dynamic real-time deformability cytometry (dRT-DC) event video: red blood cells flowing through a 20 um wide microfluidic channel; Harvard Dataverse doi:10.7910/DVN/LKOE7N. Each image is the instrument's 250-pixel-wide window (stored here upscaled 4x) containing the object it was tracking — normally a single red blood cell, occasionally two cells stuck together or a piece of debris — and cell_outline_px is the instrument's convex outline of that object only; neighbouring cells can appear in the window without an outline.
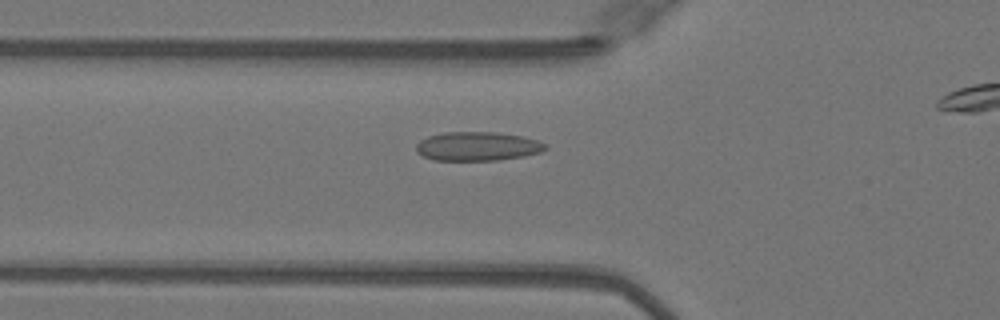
{"species": "Egyptian fruit bat (a non-hibernating species)", "species_latin": "Rousettus aegyptiacus", "temperature_condition": "warm", "stored_images_in_passage": 44, "camera_frame_rate_fps": 3000, "um_per_image_px": 0.085, "animal": {"sex": "female"}, "frame": {"image": 1, "passage_image": 18, "time_ms": 5.667, "image_size_px": [1000, 320], "cell_outline_px": [[548, 148], [540, 152], [524, 156], [500, 160], [436, 160], [424, 156], [416, 152], [416, 144], [420, 140], [428, 136], [444, 132], [496, 132], [520, 136], [536, 140], [548, 144]], "centroid_in_image_um": [40.59, 12.43], "position_along_channel_um": 85.2, "area_um2": 21.79}}
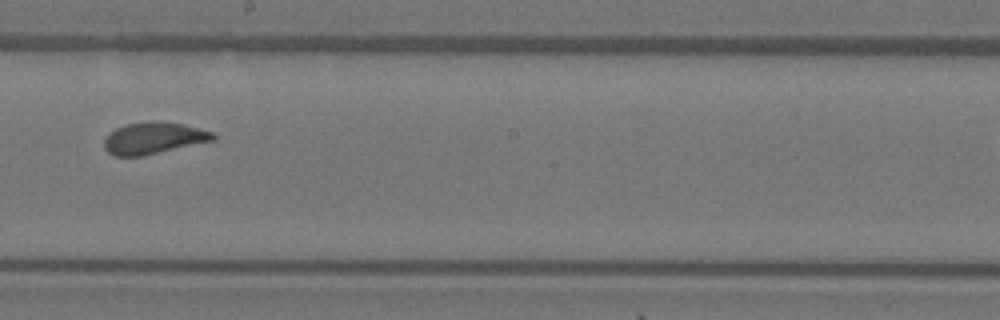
{"frame": {"image": 2, "passage_image": 29, "time_ms": 9.333, "image_size_px": [1000, 320], "cell_outline_px": [[216, 140], [140, 156], [116, 156], [108, 152], [104, 148], [104, 140], [116, 128], [128, 124], [148, 120], [156, 120], [184, 124], [212, 132], [216, 136]], "centroid_in_image_um": [13.07, 11.72], "position_along_channel_um": 235.1, "area_um2": 20.0}}
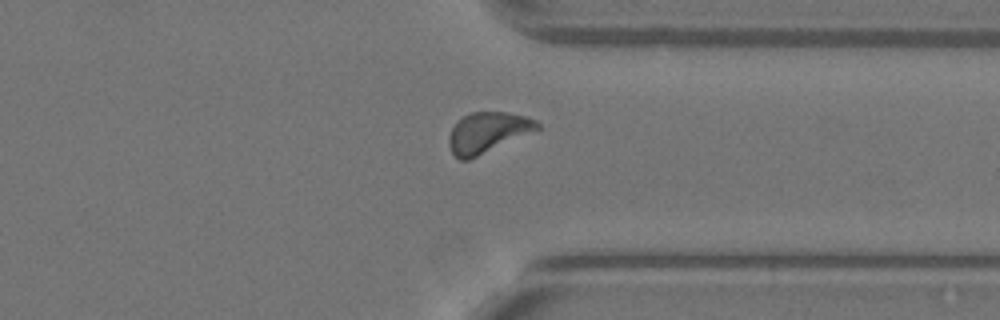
{"frame": {"image": 3, "passage_image": 39, "time_ms": 12.667, "image_size_px": [1000, 320], "cell_outline_px": [[540, 128], [468, 160], [460, 160], [452, 152], [448, 144], [448, 136], [456, 120], [472, 112], [508, 112], [524, 116], [536, 120], [540, 124]], "centroid_in_image_um": [41.4, 11.24], "position_along_channel_um": 370.0, "area_um2": 20.58}}